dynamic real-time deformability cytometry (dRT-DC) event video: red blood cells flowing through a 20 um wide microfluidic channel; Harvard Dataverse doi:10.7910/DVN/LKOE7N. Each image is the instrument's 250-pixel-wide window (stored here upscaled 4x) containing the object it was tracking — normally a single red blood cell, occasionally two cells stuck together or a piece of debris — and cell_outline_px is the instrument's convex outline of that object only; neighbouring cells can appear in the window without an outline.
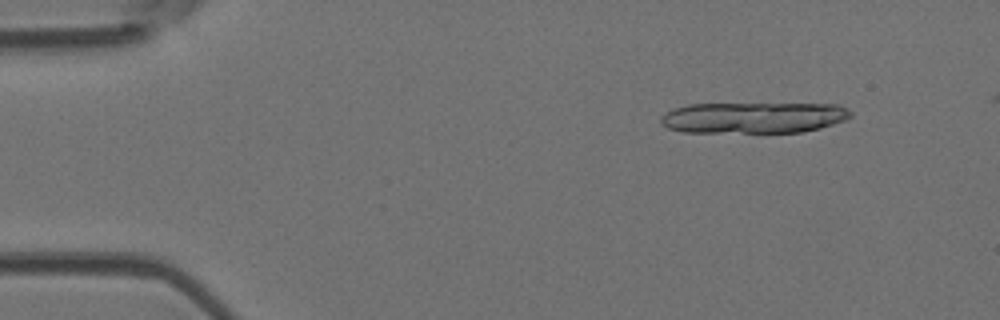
{"species": "Egyptian fruit bat (a non-hibernating species)", "species_latin": "Rousettus aegyptiacus", "temperature_condition": "room temperature", "stored_images_in_passage": 10, "camera_frame_rate_fps": 3000, "um_per_image_px": 0.085, "animal": {"sex": "female"}, "frame": {"image": 1, "passage_image": 2, "time_ms": 1.0, "image_size_px": [1000, 320], "cell_outline_px": [[852, 116], [844, 120], [820, 128], [800, 132], [684, 132], [668, 128], [660, 124], [660, 116], [676, 108], [688, 104], [840, 104], [852, 112]], "centroid_in_image_um": [64.05, 9.99], "position_along_channel_um": 20.9, "area_um2": 34.33}}
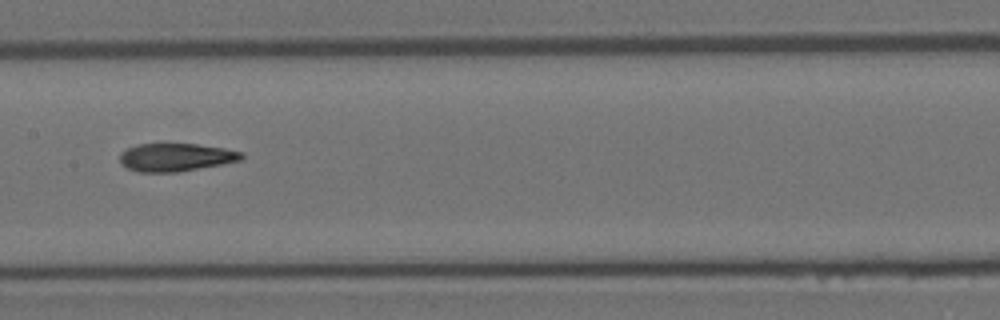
{"frame": {"image": 2, "passage_image": 7, "time_ms": 8.0, "image_size_px": [1000, 320], "cell_outline_px": [[244, 156], [240, 160], [220, 164], [176, 172], [140, 172], [128, 168], [120, 160], [120, 152], [136, 144], [196, 144], [224, 148], [244, 152]], "centroid_in_image_um": [14.94, 13.36], "position_along_channel_um": 192.5, "area_um2": 19.59}}
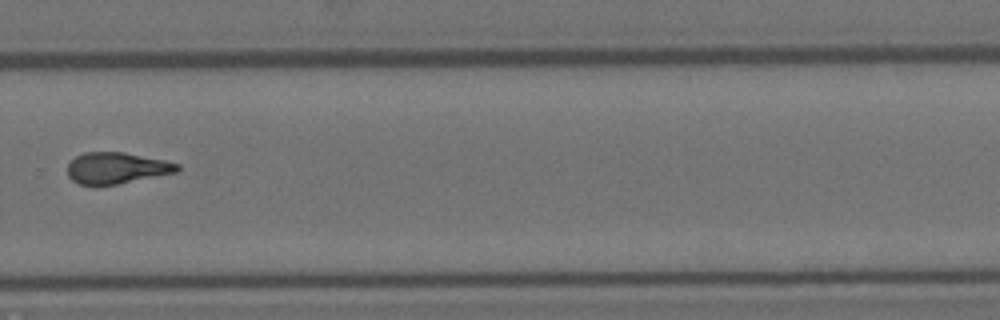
{"frame": {"image": 3, "passage_image": 10, "time_ms": 11.333, "image_size_px": [1000, 320], "cell_outline_px": [[180, 168], [176, 172], [116, 184], [80, 184], [72, 180], [68, 176], [68, 164], [76, 156], [84, 152], [124, 152], [164, 160], [180, 164]], "centroid_in_image_um": [9.9, 14.26], "position_along_channel_um": 319.9, "area_um2": 19.71}}